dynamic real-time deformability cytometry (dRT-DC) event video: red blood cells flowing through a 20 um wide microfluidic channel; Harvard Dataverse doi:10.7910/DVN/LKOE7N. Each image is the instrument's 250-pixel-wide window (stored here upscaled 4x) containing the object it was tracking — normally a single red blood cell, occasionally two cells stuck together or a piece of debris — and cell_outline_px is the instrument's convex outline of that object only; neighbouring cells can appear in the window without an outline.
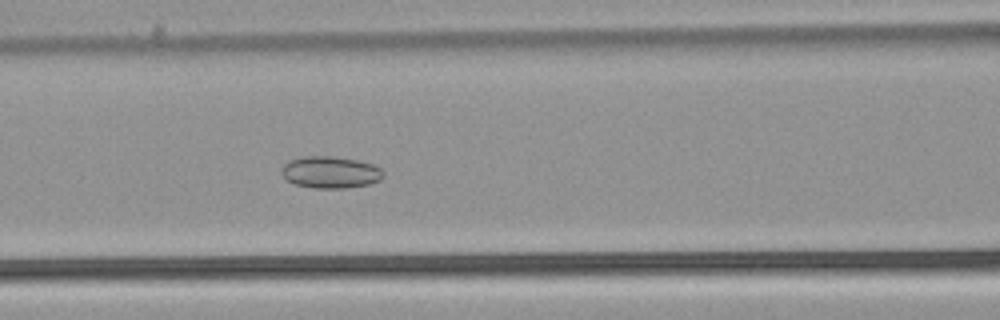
{"species": "common noctule bat (a hibernating species)", "species_latin": "Nyctalus noctula", "temperature_condition": "warm", "stored_images_in_passage": 38, "camera_frame_rate_fps": 3000, "um_per_image_px": 0.085, "animal": {"sex": "male", "body_mass_g": 21.5, "forearm_length_mm": 52.0}, "frame": {"image": 1, "passage_image": 8, "time_ms": 2.333, "image_size_px": [1000, 320], "cell_outline_px": [[384, 176], [380, 180], [368, 184], [344, 188], [312, 188], [296, 184], [288, 180], [280, 172], [280, 168], [288, 160], [304, 156], [332, 156], [356, 160], [372, 164], [380, 168], [384, 172]], "centroid_in_image_um": [28.07, 14.63], "position_along_channel_um": 138.5, "area_um2": 18.9}}
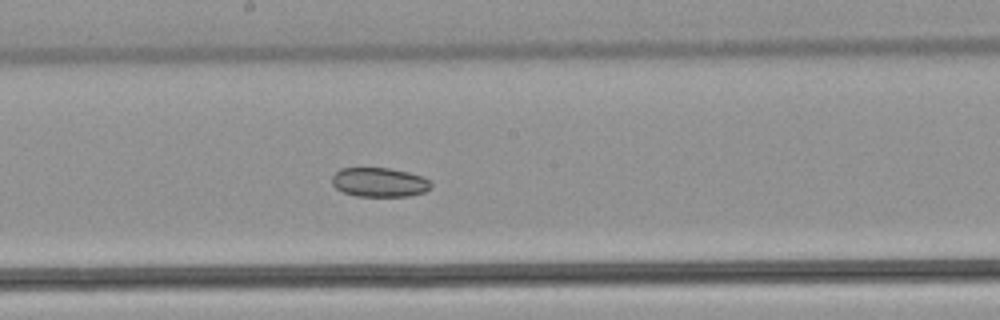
{"frame": {"image": 2, "passage_image": 14, "time_ms": 4.333, "image_size_px": [1000, 320], "cell_outline_px": [[432, 184], [424, 192], [408, 196], [356, 196], [344, 192], [336, 188], [332, 184], [332, 176], [340, 168], [388, 168], [408, 172], [420, 176], [428, 180]], "centroid_in_image_um": [32.21, 15.49], "position_along_channel_um": 216.0, "area_um2": 16.7}}
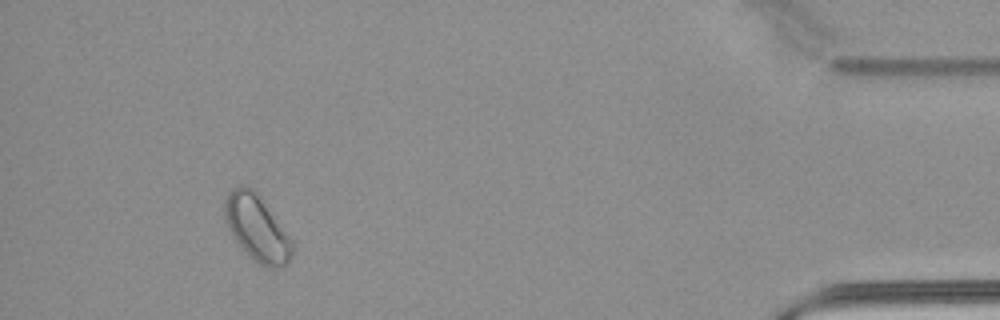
{"frame": {"image": 3, "passage_image": 34, "time_ms": 11.0, "image_size_px": [1000, 320], "cell_outline_px": [[292, 256], [288, 264], [272, 268], [264, 268], [236, 244], [224, 220], [224, 200], [228, 192], [240, 184], [244, 184], [252, 188], [256, 192], [292, 240]], "centroid_in_image_um": [21.79, 19.39], "position_along_channel_um": 413.4, "area_um2": 25.95}}